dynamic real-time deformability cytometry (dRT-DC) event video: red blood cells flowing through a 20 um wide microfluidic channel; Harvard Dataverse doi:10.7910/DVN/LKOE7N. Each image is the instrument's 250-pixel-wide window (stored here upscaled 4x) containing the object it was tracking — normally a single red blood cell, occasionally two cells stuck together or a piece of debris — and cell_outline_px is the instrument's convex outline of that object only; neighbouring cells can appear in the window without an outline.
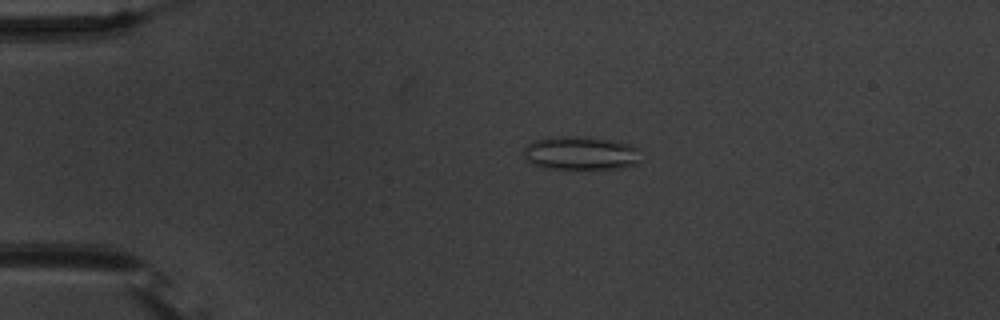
{"species": "common noctule bat (a hibernating species)", "species_latin": "Nyctalus noctula", "temperature_condition": "warm", "stored_images_in_passage": 55, "camera_frame_rate_fps": 3000, "um_per_image_px": 0.085, "animal": {"sex": "male", "body_mass_g": 20.1, "forearm_length_mm": 53.5}, "frame": {"image": 1, "passage_image": 13, "time_ms": 4.0, "image_size_px": [1000, 320], "cell_outline_px": [[640, 160], [636, 164], [624, 168], [544, 168], [528, 164], [524, 156], [524, 144], [532, 140], [564, 136], [588, 136], [612, 140], [632, 144], [636, 148]], "centroid_in_image_um": [49.31, 13.01], "position_along_channel_um": 35.7, "area_um2": 23.18}}
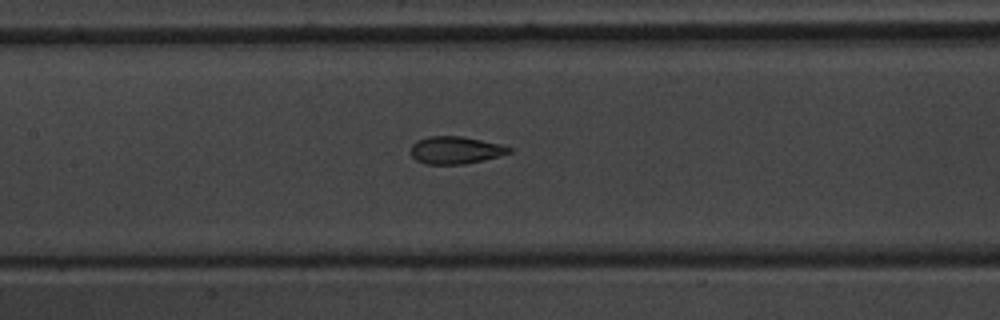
{"frame": {"image": 2, "passage_image": 27, "time_ms": 8.667, "image_size_px": [1000, 320], "cell_outline_px": [[512, 152], [500, 156], [484, 160], [464, 164], [424, 164], [416, 160], [412, 156], [412, 144], [416, 140], [428, 136], [464, 136], [500, 144], [512, 148]], "centroid_in_image_um": [38.73, 12.76], "position_along_channel_um": 168.7, "area_um2": 15.84}}
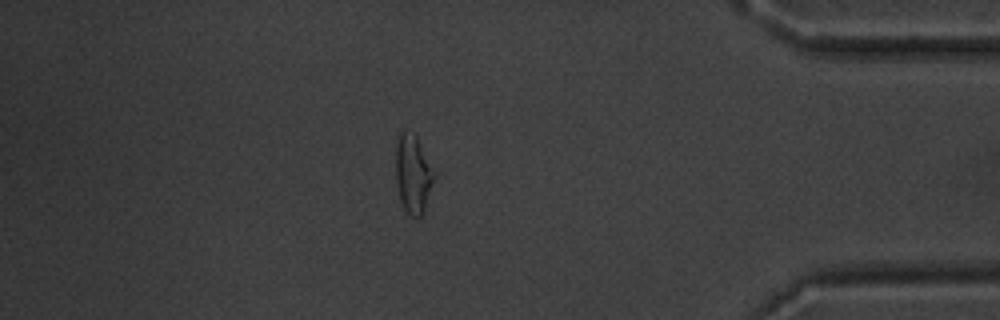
{"frame": {"image": 3, "passage_image": 48, "time_ms": 15.667, "image_size_px": [1000, 320], "cell_outline_px": [[436, 176], [424, 212], [420, 216], [412, 216], [404, 208], [400, 200], [396, 180], [396, 148], [400, 132], [412, 132], [416, 136], [436, 172]], "centroid_in_image_um": [35.14, 14.8], "position_along_channel_um": 400.1, "area_um2": 17.51}, "authors_computed_cell_mechanics": {"area_um2": 17.5712, "velocity_mm_per_s": 3.7718, "shape_relaxation_time_tau1_ms": null, "shape_relaxation_time_tau2_ms": 1.3543, "deformation_change_tau1": null, "deformation_change_tau2": 0.0928}}